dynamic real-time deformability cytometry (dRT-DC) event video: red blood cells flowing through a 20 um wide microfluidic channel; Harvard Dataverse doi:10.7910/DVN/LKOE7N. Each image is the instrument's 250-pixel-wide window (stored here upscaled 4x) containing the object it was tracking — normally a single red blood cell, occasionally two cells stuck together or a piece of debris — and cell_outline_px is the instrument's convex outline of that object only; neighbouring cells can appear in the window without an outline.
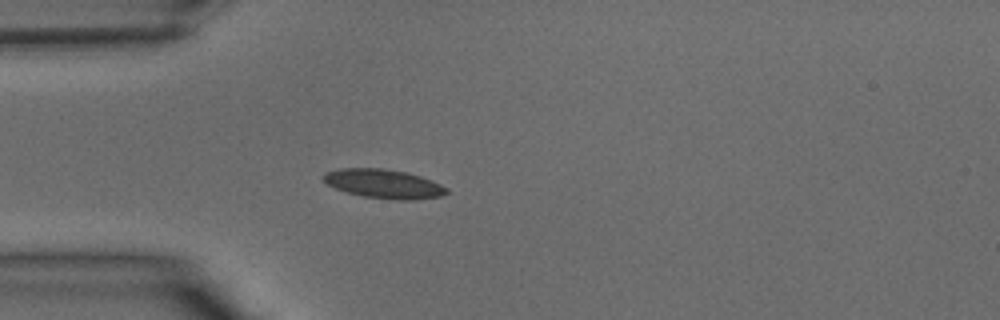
{"species": "common noctule bat (a hibernating species)", "species_latin": "Nyctalus noctula", "temperature_condition": "warm", "stored_images_in_passage": 30, "camera_frame_rate_fps": 3000, "um_per_image_px": 0.085, "animal": {"sex": "male", "body_mass_g": 15.6}, "frame": {"image": 1, "passage_image": 1, "time_ms": 0.0, "image_size_px": [1000, 320], "cell_outline_px": [[448, 192], [440, 196], [416, 200], [400, 200], [364, 196], [348, 192], [336, 188], [328, 184], [324, 180], [324, 172], [340, 168], [384, 168], [408, 172], [420, 176], [440, 184], [448, 188]], "centroid_in_image_um": [32.64, 15.61], "position_along_channel_um": 52.4, "area_um2": 20.69}}